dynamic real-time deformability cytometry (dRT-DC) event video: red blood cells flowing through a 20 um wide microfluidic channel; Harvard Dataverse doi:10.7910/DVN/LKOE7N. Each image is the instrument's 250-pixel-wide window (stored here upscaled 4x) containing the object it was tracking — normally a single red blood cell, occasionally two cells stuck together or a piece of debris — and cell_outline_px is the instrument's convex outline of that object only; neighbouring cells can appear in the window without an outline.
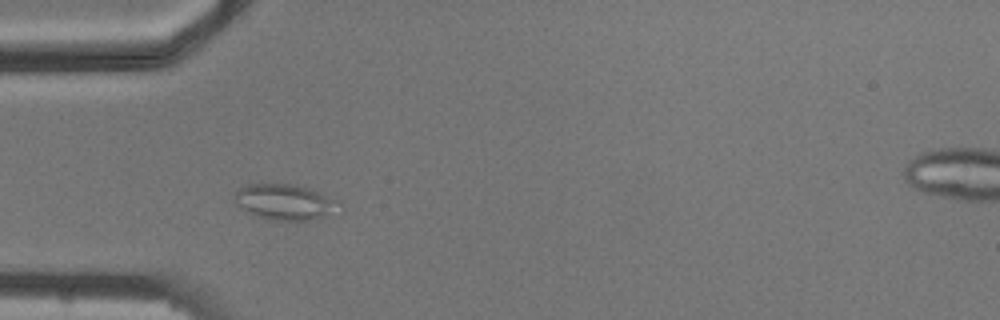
{"species": "common noctule bat (a hibernating species)", "species_latin": "Nyctalus noctula", "temperature_condition": "cold", "stored_images_in_passage": 9, "camera_frame_rate_fps": 3000, "um_per_image_px": 0.085, "animal": {"sex": "male", "body_mass_g": 20.5, "forearm_length_mm": 52.5}, "frame": {"image": 1, "passage_image": 4, "time_ms": 3.333, "image_size_px": [1000, 320], "cell_outline_px": [[344, 204], [324, 216], [308, 220], [280, 220], [252, 216], [244, 212], [232, 200], [236, 192], [240, 188], [248, 184], [296, 184], [308, 188], [340, 200]], "centroid_in_image_um": [24.17, 17.16], "position_along_channel_um": 60.8, "area_um2": 21.85}}
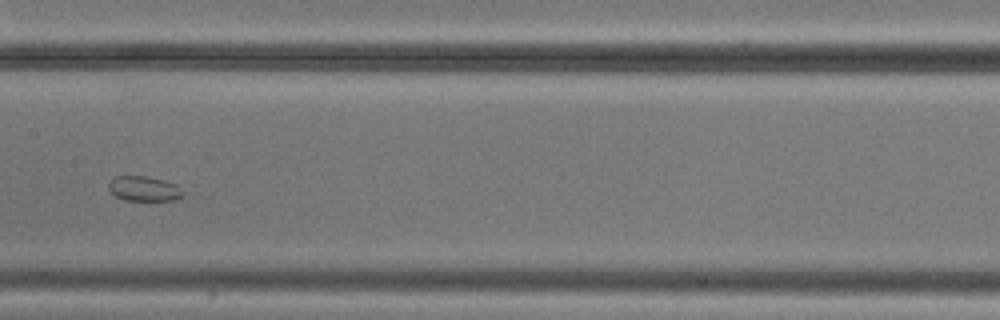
{"frame": {"image": 2, "passage_image": 7, "time_ms": 7.0, "image_size_px": [1000, 320], "cell_outline_px": [[184, 192], [176, 200], [124, 200], [116, 196], [108, 188], [108, 184], [116, 176], [144, 176], [164, 180], [176, 184]], "centroid_in_image_um": [12.24, 16.04], "position_along_channel_um": 195.2, "area_um2": 10.64}}
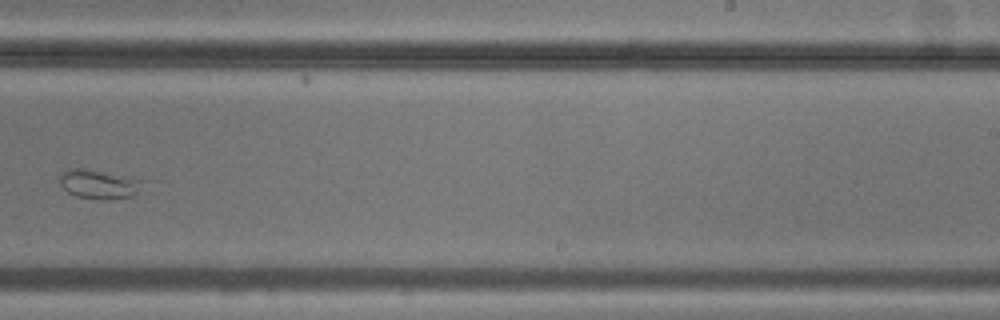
{"frame": {"image": 3, "passage_image": 9, "time_ms": 9.333, "image_size_px": [1000, 320], "cell_outline_px": [[148, 180], [132, 196], [108, 200], [96, 200], [76, 196], [68, 192], [60, 184], [60, 176], [68, 168], [84, 168]], "centroid_in_image_um": [8.44, 15.66], "position_along_channel_um": 280.6, "area_um2": 14.28}}